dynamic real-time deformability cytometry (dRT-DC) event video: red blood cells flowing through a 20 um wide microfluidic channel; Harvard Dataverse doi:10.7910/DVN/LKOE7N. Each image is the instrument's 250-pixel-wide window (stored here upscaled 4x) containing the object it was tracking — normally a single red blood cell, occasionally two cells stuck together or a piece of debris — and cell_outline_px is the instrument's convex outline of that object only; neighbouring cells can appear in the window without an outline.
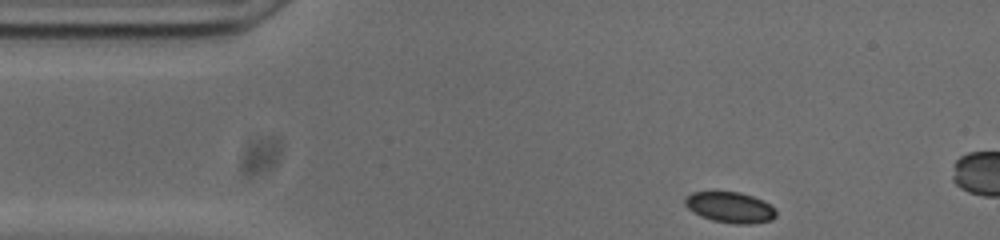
{"species": "common noctule bat (a hibernating species)", "species_latin": "Nyctalus noctula", "temperature_condition": "cold", "stored_images_in_passage": 9, "camera_frame_rate_fps": 3000, "um_per_image_px": 0.085, "animal": {"sex": "male", "body_mass_g": 20.0, "forearm_length_mm": 53.3}, "frame": {"image": 1, "passage_image": 1, "time_ms": 0.0, "image_size_px": [1000, 240], "cell_outline_px": [[776, 216], [772, 220], [748, 224], [736, 224], [712, 220], [700, 216], [692, 212], [684, 204], [684, 196], [692, 192], [740, 192], [752, 196], [776, 208]], "centroid_in_image_um": [62.02, 17.63], "position_along_channel_um": 23.0, "area_um2": 16.36}}